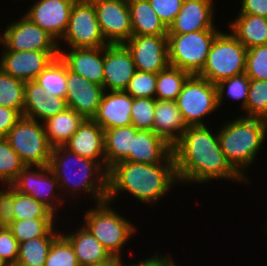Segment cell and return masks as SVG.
<instances>
[{
  "label": "cell",
  "mask_w": 267,
  "mask_h": 266,
  "mask_svg": "<svg viewBox=\"0 0 267 266\" xmlns=\"http://www.w3.org/2000/svg\"><path fill=\"white\" fill-rule=\"evenodd\" d=\"M15 220L33 218H56L55 215L43 203L37 201L28 194L20 193L15 189Z\"/></svg>",
  "instance_id": "cell-39"
},
{
  "label": "cell",
  "mask_w": 267,
  "mask_h": 266,
  "mask_svg": "<svg viewBox=\"0 0 267 266\" xmlns=\"http://www.w3.org/2000/svg\"><path fill=\"white\" fill-rule=\"evenodd\" d=\"M247 48L230 32H220L212 43L206 63L198 76L217 84L245 73Z\"/></svg>",
  "instance_id": "cell-6"
},
{
  "label": "cell",
  "mask_w": 267,
  "mask_h": 266,
  "mask_svg": "<svg viewBox=\"0 0 267 266\" xmlns=\"http://www.w3.org/2000/svg\"><path fill=\"white\" fill-rule=\"evenodd\" d=\"M19 243L11 230L4 226L0 229V256L9 266H15L18 259Z\"/></svg>",
  "instance_id": "cell-45"
},
{
  "label": "cell",
  "mask_w": 267,
  "mask_h": 266,
  "mask_svg": "<svg viewBox=\"0 0 267 266\" xmlns=\"http://www.w3.org/2000/svg\"><path fill=\"white\" fill-rule=\"evenodd\" d=\"M26 167L5 137H0V184L11 185Z\"/></svg>",
  "instance_id": "cell-37"
},
{
  "label": "cell",
  "mask_w": 267,
  "mask_h": 266,
  "mask_svg": "<svg viewBox=\"0 0 267 266\" xmlns=\"http://www.w3.org/2000/svg\"><path fill=\"white\" fill-rule=\"evenodd\" d=\"M133 125L104 130V153L106 171L116 163L124 161L132 150L133 135H136Z\"/></svg>",
  "instance_id": "cell-28"
},
{
  "label": "cell",
  "mask_w": 267,
  "mask_h": 266,
  "mask_svg": "<svg viewBox=\"0 0 267 266\" xmlns=\"http://www.w3.org/2000/svg\"><path fill=\"white\" fill-rule=\"evenodd\" d=\"M26 166H47L52 146L46 137L43 122L23 117L5 137Z\"/></svg>",
  "instance_id": "cell-8"
},
{
  "label": "cell",
  "mask_w": 267,
  "mask_h": 266,
  "mask_svg": "<svg viewBox=\"0 0 267 266\" xmlns=\"http://www.w3.org/2000/svg\"><path fill=\"white\" fill-rule=\"evenodd\" d=\"M84 120L82 115L70 108L46 119L43 126L51 146H64Z\"/></svg>",
  "instance_id": "cell-30"
},
{
  "label": "cell",
  "mask_w": 267,
  "mask_h": 266,
  "mask_svg": "<svg viewBox=\"0 0 267 266\" xmlns=\"http://www.w3.org/2000/svg\"><path fill=\"white\" fill-rule=\"evenodd\" d=\"M132 35H167V28L148 0H128Z\"/></svg>",
  "instance_id": "cell-29"
},
{
  "label": "cell",
  "mask_w": 267,
  "mask_h": 266,
  "mask_svg": "<svg viewBox=\"0 0 267 266\" xmlns=\"http://www.w3.org/2000/svg\"><path fill=\"white\" fill-rule=\"evenodd\" d=\"M215 86L219 108L224 103V96L229 97L234 101L236 100L237 102L240 100L242 106L241 109L244 110L246 108L250 79L245 73L220 81Z\"/></svg>",
  "instance_id": "cell-36"
},
{
  "label": "cell",
  "mask_w": 267,
  "mask_h": 266,
  "mask_svg": "<svg viewBox=\"0 0 267 266\" xmlns=\"http://www.w3.org/2000/svg\"><path fill=\"white\" fill-rule=\"evenodd\" d=\"M17 191L28 194L43 203L54 214L58 206L65 205L66 197L62 200L58 180L47 166H26L11 184ZM57 188V189H56ZM58 194V195H57Z\"/></svg>",
  "instance_id": "cell-11"
},
{
  "label": "cell",
  "mask_w": 267,
  "mask_h": 266,
  "mask_svg": "<svg viewBox=\"0 0 267 266\" xmlns=\"http://www.w3.org/2000/svg\"><path fill=\"white\" fill-rule=\"evenodd\" d=\"M267 136V122L239 116L218 131L221 149L230 165L248 182L246 168L257 159ZM253 162V163H252Z\"/></svg>",
  "instance_id": "cell-4"
},
{
  "label": "cell",
  "mask_w": 267,
  "mask_h": 266,
  "mask_svg": "<svg viewBox=\"0 0 267 266\" xmlns=\"http://www.w3.org/2000/svg\"><path fill=\"white\" fill-rule=\"evenodd\" d=\"M60 40L69 48H98L109 44L101 32L91 0H75L67 29Z\"/></svg>",
  "instance_id": "cell-10"
},
{
  "label": "cell",
  "mask_w": 267,
  "mask_h": 266,
  "mask_svg": "<svg viewBox=\"0 0 267 266\" xmlns=\"http://www.w3.org/2000/svg\"><path fill=\"white\" fill-rule=\"evenodd\" d=\"M238 14H250L267 18V0H241Z\"/></svg>",
  "instance_id": "cell-48"
},
{
  "label": "cell",
  "mask_w": 267,
  "mask_h": 266,
  "mask_svg": "<svg viewBox=\"0 0 267 266\" xmlns=\"http://www.w3.org/2000/svg\"><path fill=\"white\" fill-rule=\"evenodd\" d=\"M176 103L187 126H206L204 117L219 109L216 86L198 75H190Z\"/></svg>",
  "instance_id": "cell-9"
},
{
  "label": "cell",
  "mask_w": 267,
  "mask_h": 266,
  "mask_svg": "<svg viewBox=\"0 0 267 266\" xmlns=\"http://www.w3.org/2000/svg\"><path fill=\"white\" fill-rule=\"evenodd\" d=\"M25 82L12 77L0 68V106L23 114Z\"/></svg>",
  "instance_id": "cell-35"
},
{
  "label": "cell",
  "mask_w": 267,
  "mask_h": 266,
  "mask_svg": "<svg viewBox=\"0 0 267 266\" xmlns=\"http://www.w3.org/2000/svg\"><path fill=\"white\" fill-rule=\"evenodd\" d=\"M214 6V0H183L179 13L167 29V34L217 29V24L213 23L216 9Z\"/></svg>",
  "instance_id": "cell-19"
},
{
  "label": "cell",
  "mask_w": 267,
  "mask_h": 266,
  "mask_svg": "<svg viewBox=\"0 0 267 266\" xmlns=\"http://www.w3.org/2000/svg\"><path fill=\"white\" fill-rule=\"evenodd\" d=\"M56 218L14 220L7 226L18 243L45 236L55 225Z\"/></svg>",
  "instance_id": "cell-34"
},
{
  "label": "cell",
  "mask_w": 267,
  "mask_h": 266,
  "mask_svg": "<svg viewBox=\"0 0 267 266\" xmlns=\"http://www.w3.org/2000/svg\"><path fill=\"white\" fill-rule=\"evenodd\" d=\"M161 22L168 27L179 13L183 0H148Z\"/></svg>",
  "instance_id": "cell-44"
},
{
  "label": "cell",
  "mask_w": 267,
  "mask_h": 266,
  "mask_svg": "<svg viewBox=\"0 0 267 266\" xmlns=\"http://www.w3.org/2000/svg\"><path fill=\"white\" fill-rule=\"evenodd\" d=\"M0 266H9L1 256H0Z\"/></svg>",
  "instance_id": "cell-51"
},
{
  "label": "cell",
  "mask_w": 267,
  "mask_h": 266,
  "mask_svg": "<svg viewBox=\"0 0 267 266\" xmlns=\"http://www.w3.org/2000/svg\"><path fill=\"white\" fill-rule=\"evenodd\" d=\"M133 97L125 91H104L93 120L103 130L131 125Z\"/></svg>",
  "instance_id": "cell-23"
},
{
  "label": "cell",
  "mask_w": 267,
  "mask_h": 266,
  "mask_svg": "<svg viewBox=\"0 0 267 266\" xmlns=\"http://www.w3.org/2000/svg\"><path fill=\"white\" fill-rule=\"evenodd\" d=\"M207 126H187L172 146L179 185L203 184L213 179L249 183L226 159L218 138ZM184 182V183H183Z\"/></svg>",
  "instance_id": "cell-1"
},
{
  "label": "cell",
  "mask_w": 267,
  "mask_h": 266,
  "mask_svg": "<svg viewBox=\"0 0 267 266\" xmlns=\"http://www.w3.org/2000/svg\"><path fill=\"white\" fill-rule=\"evenodd\" d=\"M175 184L179 182L172 153L160 164L121 161L108 170L106 200L113 203L125 192L134 196L137 202L151 206L167 195Z\"/></svg>",
  "instance_id": "cell-2"
},
{
  "label": "cell",
  "mask_w": 267,
  "mask_h": 266,
  "mask_svg": "<svg viewBox=\"0 0 267 266\" xmlns=\"http://www.w3.org/2000/svg\"><path fill=\"white\" fill-rule=\"evenodd\" d=\"M44 266H80L74 248L62 234L53 241Z\"/></svg>",
  "instance_id": "cell-40"
},
{
  "label": "cell",
  "mask_w": 267,
  "mask_h": 266,
  "mask_svg": "<svg viewBox=\"0 0 267 266\" xmlns=\"http://www.w3.org/2000/svg\"><path fill=\"white\" fill-rule=\"evenodd\" d=\"M219 29H207L186 34H167L169 65L190 75H198Z\"/></svg>",
  "instance_id": "cell-7"
},
{
  "label": "cell",
  "mask_w": 267,
  "mask_h": 266,
  "mask_svg": "<svg viewBox=\"0 0 267 266\" xmlns=\"http://www.w3.org/2000/svg\"><path fill=\"white\" fill-rule=\"evenodd\" d=\"M156 81V73L137 70L130 79L125 92L133 98H155Z\"/></svg>",
  "instance_id": "cell-42"
},
{
  "label": "cell",
  "mask_w": 267,
  "mask_h": 266,
  "mask_svg": "<svg viewBox=\"0 0 267 266\" xmlns=\"http://www.w3.org/2000/svg\"><path fill=\"white\" fill-rule=\"evenodd\" d=\"M105 200L95 204L85 212L83 225L104 246L112 257H123V246L136 233V227L124 216H121ZM111 207V208H110Z\"/></svg>",
  "instance_id": "cell-5"
},
{
  "label": "cell",
  "mask_w": 267,
  "mask_h": 266,
  "mask_svg": "<svg viewBox=\"0 0 267 266\" xmlns=\"http://www.w3.org/2000/svg\"><path fill=\"white\" fill-rule=\"evenodd\" d=\"M229 23L231 32L247 49L267 44V18L238 14Z\"/></svg>",
  "instance_id": "cell-27"
},
{
  "label": "cell",
  "mask_w": 267,
  "mask_h": 266,
  "mask_svg": "<svg viewBox=\"0 0 267 266\" xmlns=\"http://www.w3.org/2000/svg\"><path fill=\"white\" fill-rule=\"evenodd\" d=\"M54 228L43 237L19 243L18 259L15 266H44L53 241L61 234Z\"/></svg>",
  "instance_id": "cell-31"
},
{
  "label": "cell",
  "mask_w": 267,
  "mask_h": 266,
  "mask_svg": "<svg viewBox=\"0 0 267 266\" xmlns=\"http://www.w3.org/2000/svg\"><path fill=\"white\" fill-rule=\"evenodd\" d=\"M172 153V146L151 130H138L133 135L132 150L124 160L145 164H160Z\"/></svg>",
  "instance_id": "cell-24"
},
{
  "label": "cell",
  "mask_w": 267,
  "mask_h": 266,
  "mask_svg": "<svg viewBox=\"0 0 267 266\" xmlns=\"http://www.w3.org/2000/svg\"><path fill=\"white\" fill-rule=\"evenodd\" d=\"M48 167L58 180L59 190L65 195L68 191L72 198L77 199L80 190L90 194L89 197L95 200L94 204L107 199L108 172L97 161L81 157L64 146H57L52 148Z\"/></svg>",
  "instance_id": "cell-3"
},
{
  "label": "cell",
  "mask_w": 267,
  "mask_h": 266,
  "mask_svg": "<svg viewBox=\"0 0 267 266\" xmlns=\"http://www.w3.org/2000/svg\"><path fill=\"white\" fill-rule=\"evenodd\" d=\"M75 0H37L24 15L58 41L63 37ZM59 39V40H58Z\"/></svg>",
  "instance_id": "cell-15"
},
{
  "label": "cell",
  "mask_w": 267,
  "mask_h": 266,
  "mask_svg": "<svg viewBox=\"0 0 267 266\" xmlns=\"http://www.w3.org/2000/svg\"><path fill=\"white\" fill-rule=\"evenodd\" d=\"M189 76L188 72L170 65L161 70L157 73L155 98L157 100L176 101Z\"/></svg>",
  "instance_id": "cell-33"
},
{
  "label": "cell",
  "mask_w": 267,
  "mask_h": 266,
  "mask_svg": "<svg viewBox=\"0 0 267 266\" xmlns=\"http://www.w3.org/2000/svg\"><path fill=\"white\" fill-rule=\"evenodd\" d=\"M122 257H113L111 258L108 262H105L103 264H98L95 266H126L125 263H123L124 261H122Z\"/></svg>",
  "instance_id": "cell-50"
},
{
  "label": "cell",
  "mask_w": 267,
  "mask_h": 266,
  "mask_svg": "<svg viewBox=\"0 0 267 266\" xmlns=\"http://www.w3.org/2000/svg\"><path fill=\"white\" fill-rule=\"evenodd\" d=\"M66 80L67 66L60 57H57L49 63L34 81L42 86L49 96L55 95L65 98L67 95Z\"/></svg>",
  "instance_id": "cell-32"
},
{
  "label": "cell",
  "mask_w": 267,
  "mask_h": 266,
  "mask_svg": "<svg viewBox=\"0 0 267 266\" xmlns=\"http://www.w3.org/2000/svg\"><path fill=\"white\" fill-rule=\"evenodd\" d=\"M156 98H133L131 125L138 130L153 131Z\"/></svg>",
  "instance_id": "cell-41"
},
{
  "label": "cell",
  "mask_w": 267,
  "mask_h": 266,
  "mask_svg": "<svg viewBox=\"0 0 267 266\" xmlns=\"http://www.w3.org/2000/svg\"><path fill=\"white\" fill-rule=\"evenodd\" d=\"M186 129L176 101L156 99L153 131L173 146Z\"/></svg>",
  "instance_id": "cell-26"
},
{
  "label": "cell",
  "mask_w": 267,
  "mask_h": 266,
  "mask_svg": "<svg viewBox=\"0 0 267 266\" xmlns=\"http://www.w3.org/2000/svg\"><path fill=\"white\" fill-rule=\"evenodd\" d=\"M67 106L85 119H93L102 99L104 88L67 69Z\"/></svg>",
  "instance_id": "cell-18"
},
{
  "label": "cell",
  "mask_w": 267,
  "mask_h": 266,
  "mask_svg": "<svg viewBox=\"0 0 267 266\" xmlns=\"http://www.w3.org/2000/svg\"><path fill=\"white\" fill-rule=\"evenodd\" d=\"M245 113L241 116L267 122V80H252L248 89Z\"/></svg>",
  "instance_id": "cell-38"
},
{
  "label": "cell",
  "mask_w": 267,
  "mask_h": 266,
  "mask_svg": "<svg viewBox=\"0 0 267 266\" xmlns=\"http://www.w3.org/2000/svg\"><path fill=\"white\" fill-rule=\"evenodd\" d=\"M2 188H0V222L7 227L15 220V188L12 185H3Z\"/></svg>",
  "instance_id": "cell-46"
},
{
  "label": "cell",
  "mask_w": 267,
  "mask_h": 266,
  "mask_svg": "<svg viewBox=\"0 0 267 266\" xmlns=\"http://www.w3.org/2000/svg\"><path fill=\"white\" fill-rule=\"evenodd\" d=\"M155 252L152 257H148L146 260L143 259V261L140 260L137 261L138 263L133 264L126 263V266H177L176 262L169 255H159L158 251Z\"/></svg>",
  "instance_id": "cell-49"
},
{
  "label": "cell",
  "mask_w": 267,
  "mask_h": 266,
  "mask_svg": "<svg viewBox=\"0 0 267 266\" xmlns=\"http://www.w3.org/2000/svg\"><path fill=\"white\" fill-rule=\"evenodd\" d=\"M245 74L252 80H267V44L247 49Z\"/></svg>",
  "instance_id": "cell-43"
},
{
  "label": "cell",
  "mask_w": 267,
  "mask_h": 266,
  "mask_svg": "<svg viewBox=\"0 0 267 266\" xmlns=\"http://www.w3.org/2000/svg\"><path fill=\"white\" fill-rule=\"evenodd\" d=\"M57 57L59 51H2L0 68L24 82L33 81Z\"/></svg>",
  "instance_id": "cell-17"
},
{
  "label": "cell",
  "mask_w": 267,
  "mask_h": 266,
  "mask_svg": "<svg viewBox=\"0 0 267 266\" xmlns=\"http://www.w3.org/2000/svg\"><path fill=\"white\" fill-rule=\"evenodd\" d=\"M64 147L81 157L97 161L106 170L104 130L93 119H85Z\"/></svg>",
  "instance_id": "cell-22"
},
{
  "label": "cell",
  "mask_w": 267,
  "mask_h": 266,
  "mask_svg": "<svg viewBox=\"0 0 267 266\" xmlns=\"http://www.w3.org/2000/svg\"><path fill=\"white\" fill-rule=\"evenodd\" d=\"M105 40L109 44L125 43L132 36L128 0H91Z\"/></svg>",
  "instance_id": "cell-13"
},
{
  "label": "cell",
  "mask_w": 267,
  "mask_h": 266,
  "mask_svg": "<svg viewBox=\"0 0 267 266\" xmlns=\"http://www.w3.org/2000/svg\"><path fill=\"white\" fill-rule=\"evenodd\" d=\"M124 44L136 70L157 74L169 66L167 35H132Z\"/></svg>",
  "instance_id": "cell-14"
},
{
  "label": "cell",
  "mask_w": 267,
  "mask_h": 266,
  "mask_svg": "<svg viewBox=\"0 0 267 266\" xmlns=\"http://www.w3.org/2000/svg\"><path fill=\"white\" fill-rule=\"evenodd\" d=\"M67 108L65 98L49 96L47 91L34 80L25 82L23 117L44 122Z\"/></svg>",
  "instance_id": "cell-21"
},
{
  "label": "cell",
  "mask_w": 267,
  "mask_h": 266,
  "mask_svg": "<svg viewBox=\"0 0 267 266\" xmlns=\"http://www.w3.org/2000/svg\"><path fill=\"white\" fill-rule=\"evenodd\" d=\"M72 233H61L74 248L80 266H95L113 258L104 246L82 226Z\"/></svg>",
  "instance_id": "cell-25"
},
{
  "label": "cell",
  "mask_w": 267,
  "mask_h": 266,
  "mask_svg": "<svg viewBox=\"0 0 267 266\" xmlns=\"http://www.w3.org/2000/svg\"><path fill=\"white\" fill-rule=\"evenodd\" d=\"M22 118V115L9 107L0 106V137H6L11 128Z\"/></svg>",
  "instance_id": "cell-47"
},
{
  "label": "cell",
  "mask_w": 267,
  "mask_h": 266,
  "mask_svg": "<svg viewBox=\"0 0 267 266\" xmlns=\"http://www.w3.org/2000/svg\"><path fill=\"white\" fill-rule=\"evenodd\" d=\"M0 44L3 51H59L58 41L24 15L0 32Z\"/></svg>",
  "instance_id": "cell-12"
},
{
  "label": "cell",
  "mask_w": 267,
  "mask_h": 266,
  "mask_svg": "<svg viewBox=\"0 0 267 266\" xmlns=\"http://www.w3.org/2000/svg\"><path fill=\"white\" fill-rule=\"evenodd\" d=\"M66 51L59 49V57L68 70L103 86L104 47L70 48Z\"/></svg>",
  "instance_id": "cell-20"
},
{
  "label": "cell",
  "mask_w": 267,
  "mask_h": 266,
  "mask_svg": "<svg viewBox=\"0 0 267 266\" xmlns=\"http://www.w3.org/2000/svg\"><path fill=\"white\" fill-rule=\"evenodd\" d=\"M136 71L132 54L124 43L104 47V91H125Z\"/></svg>",
  "instance_id": "cell-16"
}]
</instances>
